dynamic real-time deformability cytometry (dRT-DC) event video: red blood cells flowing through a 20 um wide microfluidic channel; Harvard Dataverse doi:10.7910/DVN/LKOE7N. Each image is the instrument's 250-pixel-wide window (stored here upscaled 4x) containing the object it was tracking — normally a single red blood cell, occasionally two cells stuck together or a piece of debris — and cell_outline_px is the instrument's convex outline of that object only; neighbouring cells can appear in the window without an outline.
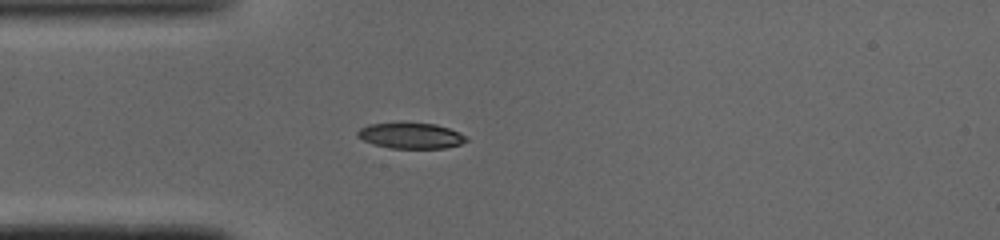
{"species": "common noctule bat (a hibernating species)", "species_latin": "Nyctalus noctula", "temperature_condition": "cold", "stored_images_in_passage": 37, "camera_frame_rate_fps": 3000, "um_per_image_px": 0.085, "animal": {"sex": "male", "body_mass_g": 19.0, "forearm_length_mm": 50.8}, "frame": {"image": 1, "passage_image": 1, "time_ms": 0.0, "image_size_px": [1000, 240], "cell_outline_px": [[468, 140], [460, 144], [444, 148], [388, 148], [372, 144], [356, 136], [356, 132], [360, 128], [368, 124], [436, 124], [460, 132], [468, 136]], "centroid_in_image_um": [34.93, 11.55], "position_along_channel_um": 50.1, "area_um2": 16.13}}
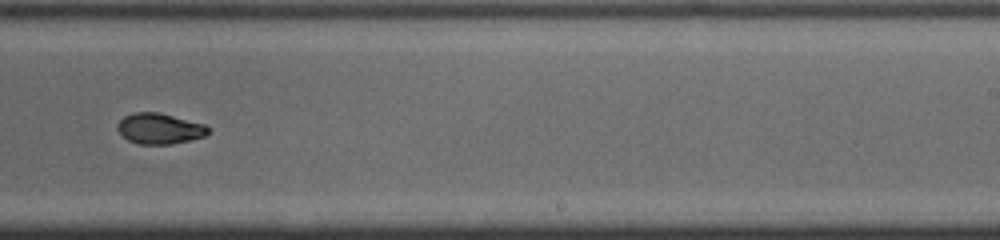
{"frame": {"image": 2, "passage_image": 18, "time_ms": 5.667, "image_size_px": [1000, 240], "cell_outline_px": [[208, 132], [204, 136], [172, 144], [140, 144], [128, 140], [116, 128], [116, 124], [124, 116], [136, 112], [160, 112], [204, 124], [208, 128]], "centroid_in_image_um": [13.53, 10.92], "position_along_channel_um": 275.5, "area_um2": 16.07}}
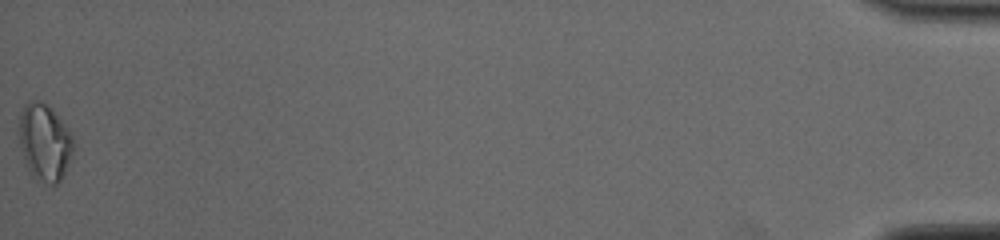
{"frame": {"image": 3, "passage_image": 37, "time_ms": 12.0, "image_size_px": [1000, 240], "cell_outline_px": [[72, 156], [60, 180], [52, 188], [36, 180], [28, 172], [20, 144], [20, 112], [32, 100], [40, 100], [72, 132]], "centroid_in_image_um": [3.79, 12.18], "position_along_channel_um": 431.4, "area_um2": 23.99}, "authors_computed_cell_mechanics": {"area_um2": 16.8776, "velocity_mm_per_s": 4.1079, "shape_relaxation_time_tau1_ms": 4.5672, "shape_relaxation_time_tau2_ms": 3.1538, "deformation_change_tau1": 0.1743, "deformation_change_tau2": 0.0648}}